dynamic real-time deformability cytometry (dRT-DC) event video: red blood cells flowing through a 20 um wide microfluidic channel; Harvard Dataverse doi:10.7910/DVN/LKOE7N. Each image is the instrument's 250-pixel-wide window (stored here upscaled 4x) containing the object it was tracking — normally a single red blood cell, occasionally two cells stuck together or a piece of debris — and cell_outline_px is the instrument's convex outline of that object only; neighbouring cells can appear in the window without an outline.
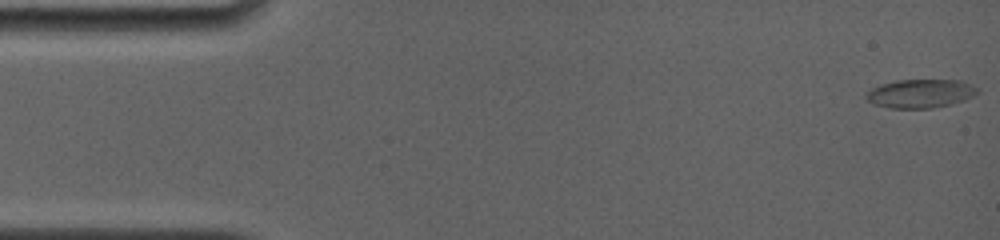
{"species": "common noctule bat (a hibernating species)", "species_latin": "Nyctalus noctula", "temperature_condition": "room temperature", "stored_images_in_passage": 8, "camera_frame_rate_fps": 4000, "um_per_image_px": 0.085, "animal": {"sex": "female", "body_mass_g": 19.0, "forearm_length_mm": 56.7}, "frame": {"image": 1, "passage_image": 1, "time_ms": 0.0, "image_size_px": [1000, 240], "cell_outline_px": [[980, 92], [964, 100], [952, 104], [932, 108], [892, 108], [876, 104], [868, 100], [864, 96], [864, 92], [880, 84], [896, 80], [960, 80], [972, 84]], "centroid_in_image_um": [78.23, 7.94], "position_along_channel_um": 6.8, "area_um2": 18.61}}
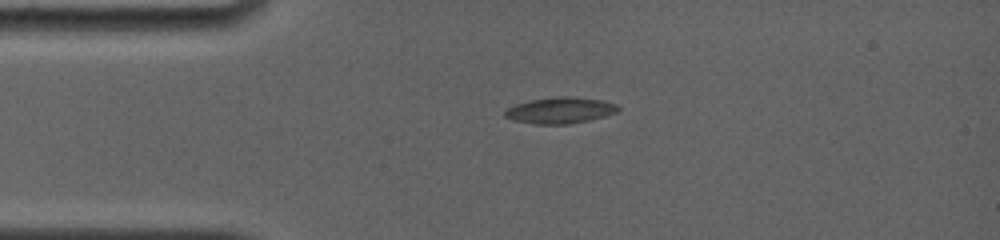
{"frame": {"image": 2, "passage_image": 7, "time_ms": 3.5, "image_size_px": [1000, 240], "cell_outline_px": [[620, 108], [616, 112], [604, 116], [588, 120], [568, 124], [536, 124], [512, 120], [504, 116], [504, 112], [508, 108], [516, 104], [532, 100], [560, 96], [568, 96], [604, 100], [616, 104]], "centroid_in_image_um": [47.62, 9.38], "position_along_channel_um": 37.4, "area_um2": 17.11}}